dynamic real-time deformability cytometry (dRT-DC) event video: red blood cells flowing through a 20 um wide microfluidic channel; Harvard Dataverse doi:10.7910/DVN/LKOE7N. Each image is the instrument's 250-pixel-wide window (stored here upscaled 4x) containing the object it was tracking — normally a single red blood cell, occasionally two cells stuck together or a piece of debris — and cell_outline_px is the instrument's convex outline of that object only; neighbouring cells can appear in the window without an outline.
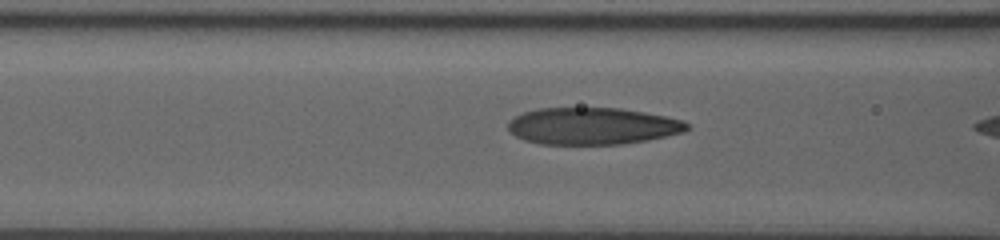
{"species": "human", "species_latin": "Homo sapiens", "temperature_condition": "room temperature", "stored_images_in_passage": 13, "camera_frame_rate_fps": 3000, "um_per_image_px": 0.085, "donor": {"sex": "male"}, "frame": {"image": 1, "passage_image": 11, "time_ms": 3.333, "image_size_px": [1000, 240], "cell_outline_px": [[688, 128], [684, 132], [648, 140], [620, 144], [540, 144], [524, 140], [516, 136], [508, 128], [508, 120], [524, 112], [540, 108], [620, 108], [644, 112], [664, 116], [680, 120], [688, 124]], "centroid_in_image_um": [50.34, 10.71], "position_along_channel_um": 116.3, "area_um2": 38.32}}